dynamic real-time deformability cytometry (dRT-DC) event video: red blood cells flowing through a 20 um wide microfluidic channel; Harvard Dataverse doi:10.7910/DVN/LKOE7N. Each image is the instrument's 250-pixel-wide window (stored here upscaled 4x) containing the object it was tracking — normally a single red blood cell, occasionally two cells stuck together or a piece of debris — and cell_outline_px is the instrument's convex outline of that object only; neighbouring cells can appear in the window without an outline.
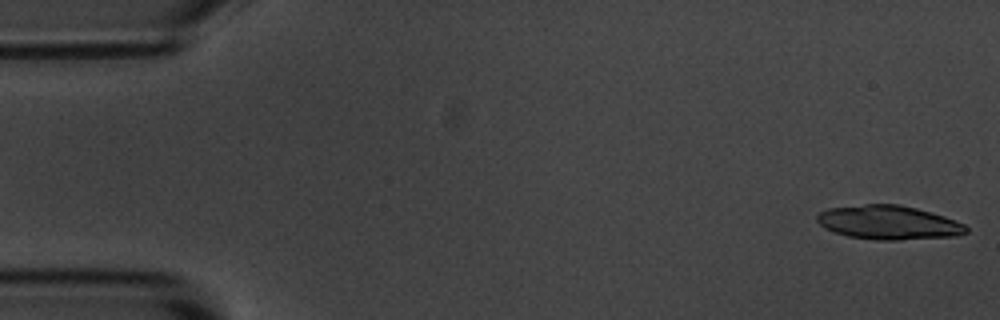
{"species": "common noctule bat (a hibernating species)", "species_latin": "Nyctalus noctula", "temperature_condition": "room temperature", "stored_images_in_passage": 33, "camera_frame_rate_fps": 3000, "um_per_image_px": 0.085, "animal": {"sex": "male", "body_mass_g": 20.1, "forearm_length_mm": 53.5}, "frame": {"image": 1, "passage_image": 1, "time_ms": 0.0, "image_size_px": [1000, 320], "cell_outline_px": [[968, 232], [956, 236], [900, 240], [876, 240], [848, 236], [824, 228], [816, 220], [816, 216], [820, 212], [828, 208], [864, 204], [900, 204], [932, 212], [944, 216], [964, 224], [968, 228]], "centroid_in_image_um": [75.53, 18.91], "position_along_channel_um": 9.5, "area_um2": 29.59}}
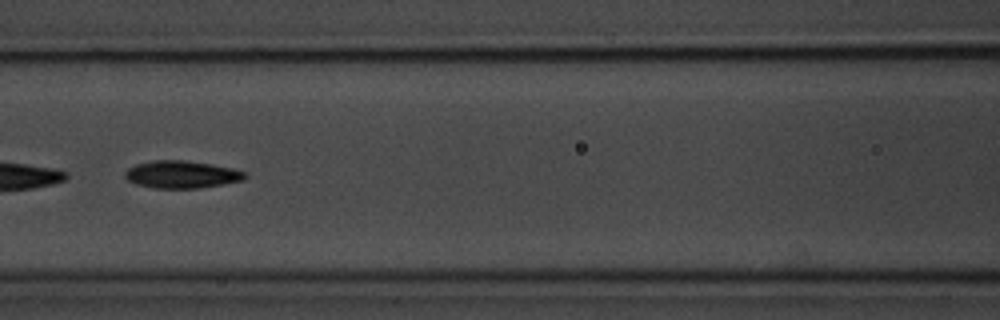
{"frame": {"image": 2, "passage_image": 24, "time_ms": 7.667, "image_size_px": [1000, 320], "cell_outline_px": [[248, 176], [244, 180], [200, 188], [152, 188], [136, 184], [128, 180], [124, 176], [124, 172], [128, 168], [136, 164], [152, 160], [184, 160], [212, 164], [232, 168], [244, 172]], "centroid_in_image_um": [15.42, 14.83], "position_along_channel_um": 151.2, "area_um2": 19.25}}